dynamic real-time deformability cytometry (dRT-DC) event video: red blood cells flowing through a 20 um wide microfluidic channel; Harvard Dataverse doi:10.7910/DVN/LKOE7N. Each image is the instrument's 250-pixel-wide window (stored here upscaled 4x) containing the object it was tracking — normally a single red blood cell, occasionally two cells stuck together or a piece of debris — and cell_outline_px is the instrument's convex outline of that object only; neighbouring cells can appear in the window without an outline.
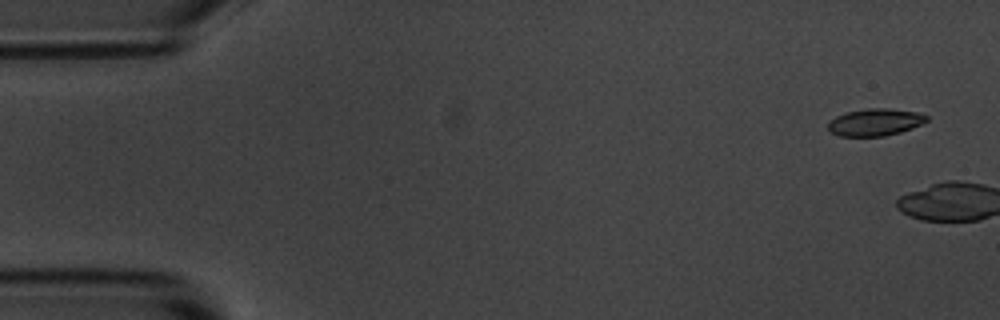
{"species": "common noctule bat (a hibernating species)", "species_latin": "Nyctalus noctula", "temperature_condition": "room temperature", "stored_images_in_passage": 2, "camera_frame_rate_fps": 3000, "um_per_image_px": 0.085, "animal": {"sex": "male", "body_mass_g": 20.1, "forearm_length_mm": 53.5}, "frame": {"image": 1, "passage_image": 1, "time_ms": 0.0, "image_size_px": [1000, 320], "cell_outline_px": [[928, 120], [912, 128], [900, 132], [884, 136], [840, 136], [832, 132], [828, 128], [828, 124], [836, 116], [848, 112], [868, 108], [888, 108], [916, 112], [928, 116]], "centroid_in_image_um": [74.4, 10.39], "position_along_channel_um": 10.6, "area_um2": 15.37}}